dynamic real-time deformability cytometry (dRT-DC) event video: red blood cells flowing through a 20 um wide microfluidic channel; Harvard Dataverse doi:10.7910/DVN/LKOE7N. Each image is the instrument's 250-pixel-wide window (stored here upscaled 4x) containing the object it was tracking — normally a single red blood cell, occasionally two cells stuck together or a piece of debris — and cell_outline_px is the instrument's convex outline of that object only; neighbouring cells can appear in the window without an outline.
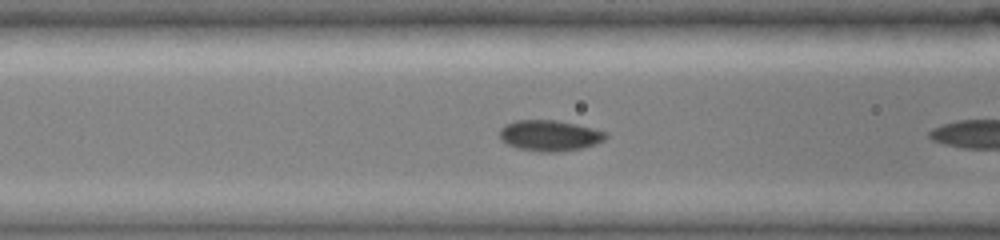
{"species": "common noctule bat (a hibernating species)", "species_latin": "Nyctalus noctula", "temperature_condition": "cold", "stored_images_in_passage": 43, "camera_frame_rate_fps": 3000, "um_per_image_px": 0.085, "animal": {"sex": "female", "body_mass_g": 19.0, "forearm_length_mm": 51.5}, "frame": {"image": 1, "passage_image": 13, "time_ms": 4.0, "image_size_px": [1000, 240], "cell_outline_px": [[608, 136], [604, 140], [596, 144], [580, 148], [560, 152], [540, 152], [520, 148], [508, 144], [500, 140], [500, 128], [504, 124], [516, 120], [556, 120], [576, 124], [608, 132]], "centroid_in_image_um": [46.73, 11.52], "position_along_channel_um": 119.9, "area_um2": 19.13}}
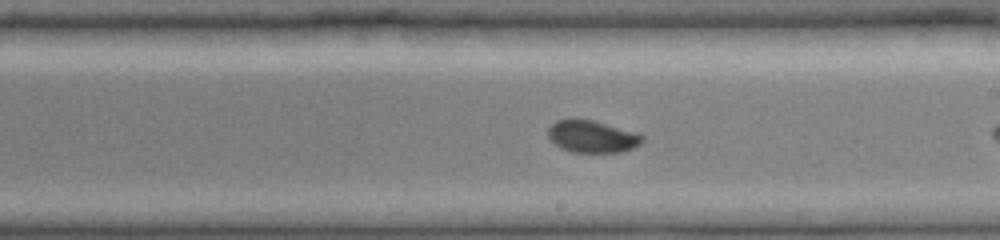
{"frame": {"image": 2, "passage_image": 22, "time_ms": 7.0, "image_size_px": [1000, 240], "cell_outline_px": [[644, 140], [640, 144], [632, 148], [620, 152], [572, 152], [560, 148], [548, 136], [548, 128], [556, 120], [592, 120], [632, 132], [644, 136]], "centroid_in_image_um": [50.31, 11.62], "position_along_channel_um": 238.7, "area_um2": 17.17}}
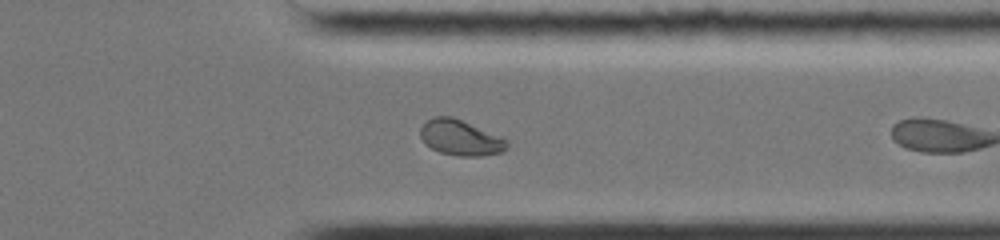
{"frame": {"image": 3, "passage_image": 32, "time_ms": 10.333, "image_size_px": [1000, 240], "cell_outline_px": [[508, 148], [504, 152], [480, 156], [456, 156], [440, 152], [424, 144], [420, 136], [420, 128], [428, 120], [436, 116], [452, 116], [500, 136], [508, 140]], "centroid_in_image_um": [39.15, 11.72], "position_along_channel_um": 372.3, "area_um2": 17.98}, "authors_computed_cell_mechanics": {"area_um2": 18.8428, "velocity_mm_per_s": 3.9748, "shape_relaxation_time_tau1_ms": 9.0656, "shape_relaxation_time_tau2_ms": null, "deformation_change_tau1": 0.1964, "deformation_change_tau2": null}}